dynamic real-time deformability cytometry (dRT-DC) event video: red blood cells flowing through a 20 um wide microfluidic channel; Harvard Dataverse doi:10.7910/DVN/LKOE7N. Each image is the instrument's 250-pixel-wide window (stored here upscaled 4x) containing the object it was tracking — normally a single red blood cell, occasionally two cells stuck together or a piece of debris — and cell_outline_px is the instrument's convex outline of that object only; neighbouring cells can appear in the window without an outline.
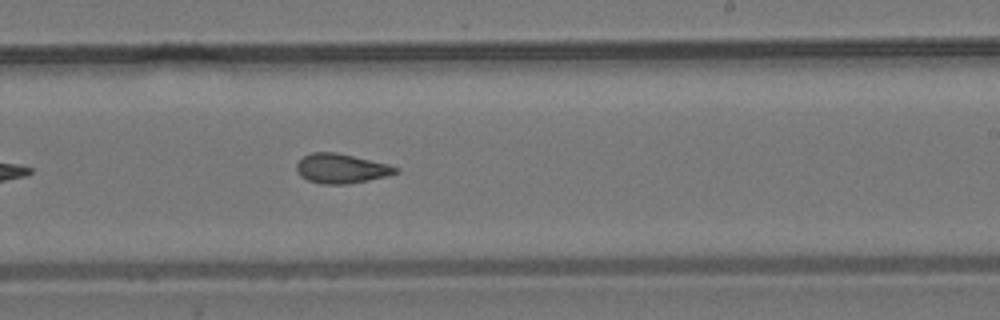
{"species": "common noctule bat (a hibernating species)", "species_latin": "Nyctalus noctula", "temperature_condition": "room temperature", "stored_images_in_passage": 9, "segment_of_instrument_passage": [1, 2], "camera_frame_rate_fps": 3000, "um_per_image_px": 0.085, "animal": {"sex": "male", "body_mass_g": 19.2, "forearm_length_mm": 51.8}, "frame": {"image": 1, "passage_image": 8, "time_ms": 8.333, "image_size_px": [1000, 320], "cell_outline_px": [[400, 172], [388, 176], [348, 184], [324, 184], [308, 180], [300, 176], [296, 168], [296, 164], [304, 156], [312, 152], [336, 152], [388, 164], [400, 168]], "centroid_in_image_um": [29.03, 14.32], "position_along_channel_um": 260.0, "area_um2": 17.05}}